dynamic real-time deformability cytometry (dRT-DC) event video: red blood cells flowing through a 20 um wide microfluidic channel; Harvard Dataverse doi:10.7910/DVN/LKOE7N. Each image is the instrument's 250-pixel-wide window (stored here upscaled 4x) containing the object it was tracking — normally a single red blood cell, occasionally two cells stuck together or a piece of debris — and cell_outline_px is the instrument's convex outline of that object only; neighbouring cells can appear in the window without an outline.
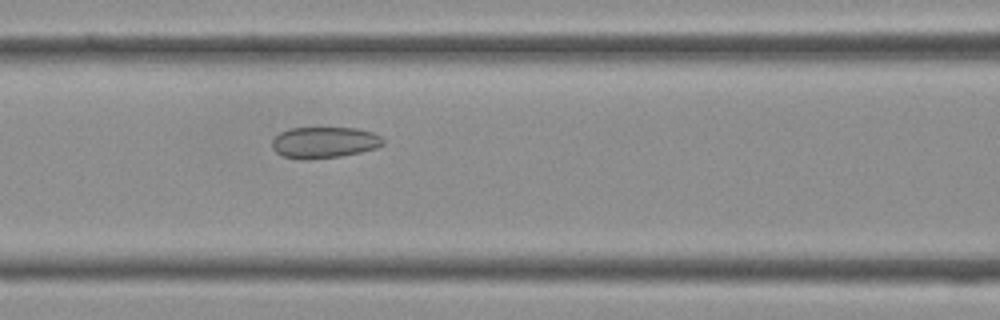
{"species": "Egyptian fruit bat (a non-hibernating species)", "species_latin": "Rousettus aegyptiacus", "temperature_condition": "cold", "stored_images_in_passage": 31, "camera_frame_rate_fps": 3000, "um_per_image_px": 0.085, "frame": {"image": 1, "passage_image": 8, "time_ms": 2.333, "image_size_px": [1000, 320], "cell_outline_px": [[384, 144], [376, 148], [360, 152], [340, 156], [308, 160], [284, 156], [276, 152], [272, 148], [272, 140], [280, 132], [292, 128], [356, 128], [372, 132], [380, 136], [384, 140]], "centroid_in_image_um": [27.57, 12.11], "position_along_channel_um": 139.0, "area_um2": 20.11}}
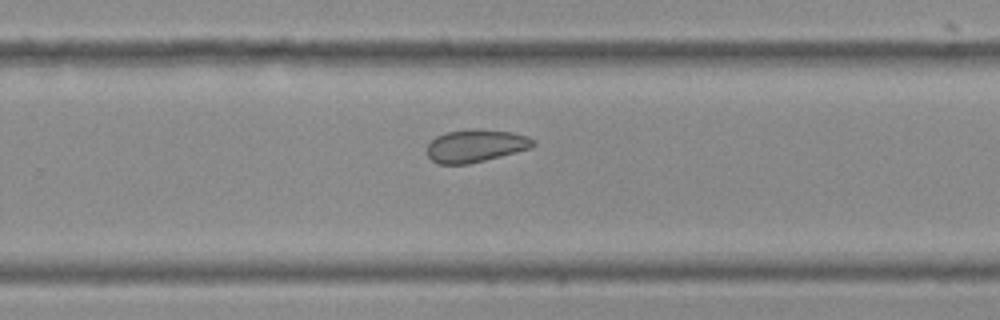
{"frame": {"image": 2, "passage_image": 17, "time_ms": 5.333, "image_size_px": [1000, 320], "cell_outline_px": [[536, 144], [532, 148], [468, 164], [440, 164], [432, 160], [428, 156], [428, 144], [436, 136], [448, 132], [480, 128], [512, 132], [528, 136], [536, 140]], "centroid_in_image_um": [40.48, 12.38], "position_along_channel_um": 289.3, "area_um2": 20.17}}
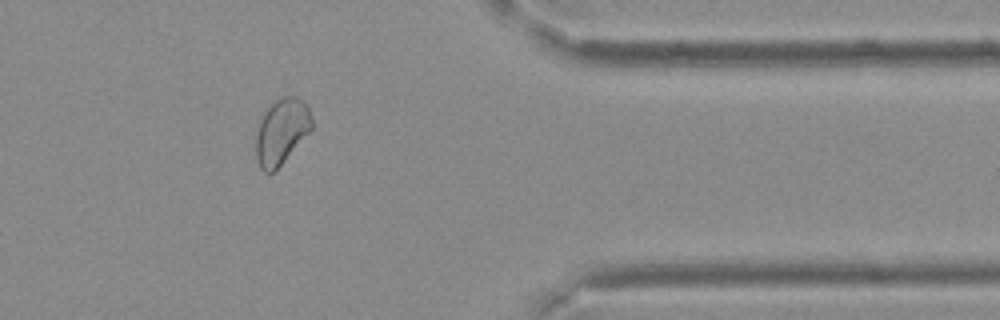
{"frame": {"image": 3, "passage_image": 24, "time_ms": 7.667, "image_size_px": [1000, 320], "cell_outline_px": [[312, 128], [284, 160], [272, 172], [264, 172], [260, 168], [256, 160], [256, 136], [260, 120], [264, 112], [276, 100], [284, 96], [296, 96], [304, 100], [308, 104], [312, 120]], "centroid_in_image_um": [23.93, 11.14], "position_along_channel_um": 387.5, "area_um2": 21.04}}